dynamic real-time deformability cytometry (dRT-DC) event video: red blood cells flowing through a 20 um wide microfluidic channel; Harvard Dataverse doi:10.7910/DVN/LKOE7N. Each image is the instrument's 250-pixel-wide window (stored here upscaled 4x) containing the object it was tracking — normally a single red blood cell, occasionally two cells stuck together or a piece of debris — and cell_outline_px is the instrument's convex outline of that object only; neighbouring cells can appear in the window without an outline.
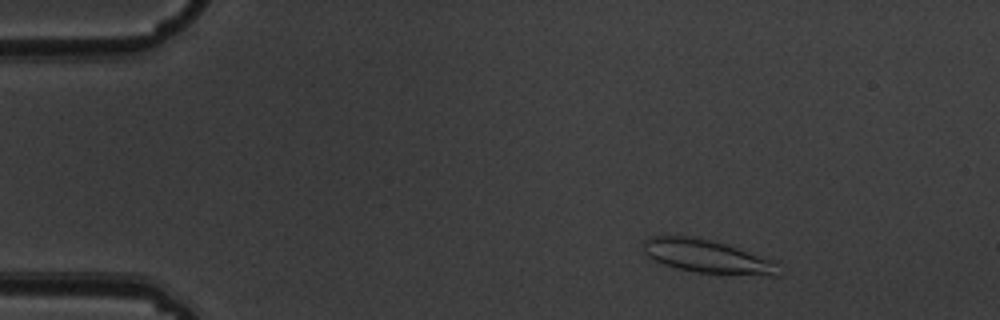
{"species": "common noctule bat (a hibernating species)", "species_latin": "Nyctalus noctula", "temperature_condition": "warm", "stored_images_in_passage": 3, "camera_frame_rate_fps": 3000, "um_per_image_px": 0.085, "animal": {"sex": "male", "body_mass_g": 19.5, "forearm_length_mm": 54.6}, "frame": {"image": 1, "passage_image": 2, "time_ms": 0.333, "image_size_px": [1000, 320], "cell_outline_px": [[780, 276], [768, 276], [696, 272], [676, 268], [652, 260], [644, 252], [644, 240], [648, 236], [696, 236], [724, 244], [772, 260]], "centroid_in_image_um": [60.04, 21.79], "position_along_channel_um": 25.0, "area_um2": 25.89}}